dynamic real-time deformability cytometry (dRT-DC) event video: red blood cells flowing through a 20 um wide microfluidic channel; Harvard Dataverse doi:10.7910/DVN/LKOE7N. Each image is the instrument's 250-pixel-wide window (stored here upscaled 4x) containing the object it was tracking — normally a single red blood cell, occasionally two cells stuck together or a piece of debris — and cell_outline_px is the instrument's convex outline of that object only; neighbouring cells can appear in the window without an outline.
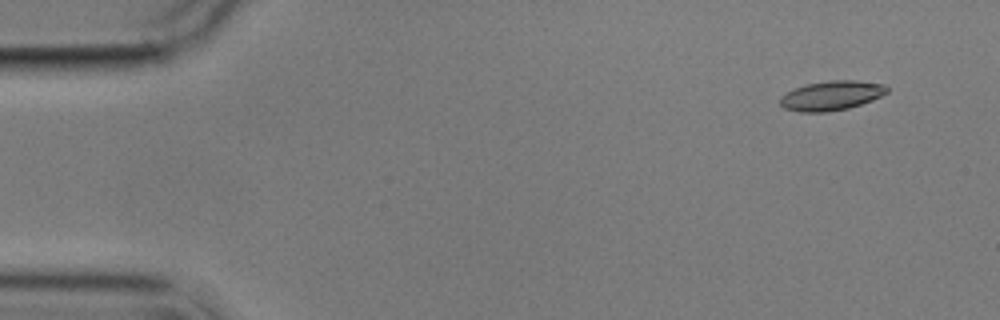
{"species": "common noctule bat (a hibernating species)", "species_latin": "Nyctalus noctula", "temperature_condition": "cold", "stored_images_in_passage": 8, "camera_frame_rate_fps": 3000, "um_per_image_px": 0.085, "animal": {"sex": "male", "body_mass_g": 17.9}, "frame": {"image": 1, "passage_image": 2, "time_ms": 1.333, "image_size_px": [1000, 320], "cell_outline_px": [[888, 92], [872, 100], [848, 108], [828, 112], [800, 112], [784, 108], [780, 104], [780, 96], [792, 88], [808, 84], [828, 80], [856, 80], [884, 84], [888, 88]], "centroid_in_image_um": [70.65, 8.12], "position_along_channel_um": 14.4, "area_um2": 18.44}}
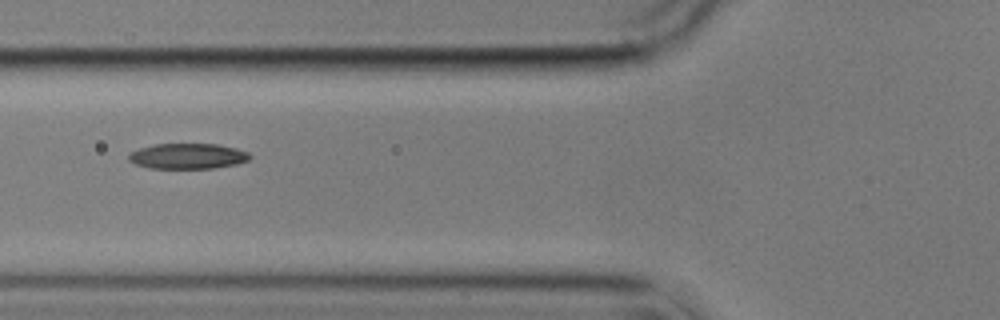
{"frame": {"image": 2, "passage_image": 7, "time_ms": 7.0, "image_size_px": [1000, 320], "cell_outline_px": [[252, 156], [248, 160], [236, 164], [212, 168], [148, 168], [136, 164], [128, 160], [128, 152], [140, 148], [156, 144], [216, 144], [236, 148], [248, 152]], "centroid_in_image_um": [15.94, 13.27], "position_along_channel_um": 109.9, "area_um2": 17.98}}
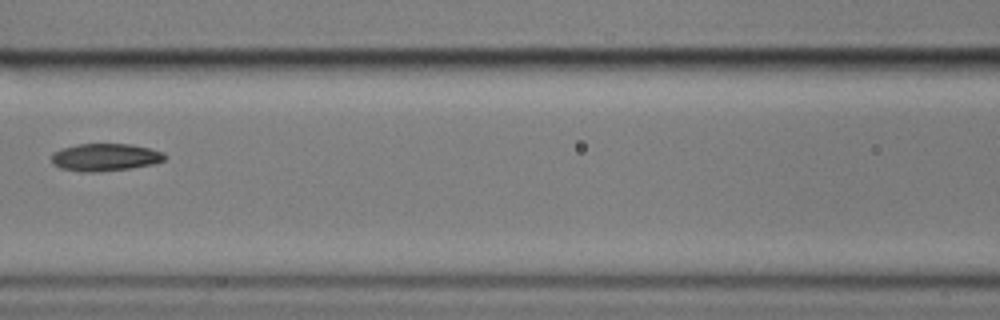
{"frame": {"image": 3, "passage_image": 8, "time_ms": 8.333, "image_size_px": [1000, 320], "cell_outline_px": [[168, 156], [164, 160], [152, 164], [132, 168], [96, 172], [80, 172], [60, 168], [52, 164], [52, 152], [60, 148], [76, 144], [132, 144], [164, 152]], "centroid_in_image_um": [8.91, 13.36], "position_along_channel_um": 157.7, "area_um2": 18.38}}